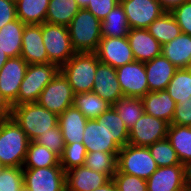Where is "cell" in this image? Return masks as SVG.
<instances>
[{"label":"cell","mask_w":191,"mask_h":191,"mask_svg":"<svg viewBox=\"0 0 191 191\" xmlns=\"http://www.w3.org/2000/svg\"><path fill=\"white\" fill-rule=\"evenodd\" d=\"M29 142L12 117L0 120V162L5 167H23Z\"/></svg>","instance_id":"6da1fadb"},{"label":"cell","mask_w":191,"mask_h":191,"mask_svg":"<svg viewBox=\"0 0 191 191\" xmlns=\"http://www.w3.org/2000/svg\"><path fill=\"white\" fill-rule=\"evenodd\" d=\"M11 117L25 132L30 141H34L49 129L58 126V115L36 103L12 106Z\"/></svg>","instance_id":"7a4b0ae2"},{"label":"cell","mask_w":191,"mask_h":191,"mask_svg":"<svg viewBox=\"0 0 191 191\" xmlns=\"http://www.w3.org/2000/svg\"><path fill=\"white\" fill-rule=\"evenodd\" d=\"M99 63L94 52H76L60 67V71L68 79L74 94L92 91Z\"/></svg>","instance_id":"3957f363"},{"label":"cell","mask_w":191,"mask_h":191,"mask_svg":"<svg viewBox=\"0 0 191 191\" xmlns=\"http://www.w3.org/2000/svg\"><path fill=\"white\" fill-rule=\"evenodd\" d=\"M70 40L76 52H95L100 42L101 21L86 8H80L69 26Z\"/></svg>","instance_id":"277c9868"},{"label":"cell","mask_w":191,"mask_h":191,"mask_svg":"<svg viewBox=\"0 0 191 191\" xmlns=\"http://www.w3.org/2000/svg\"><path fill=\"white\" fill-rule=\"evenodd\" d=\"M59 71L60 67L52 62L28 64L19 87L18 105L36 103L42 90Z\"/></svg>","instance_id":"5b68a950"},{"label":"cell","mask_w":191,"mask_h":191,"mask_svg":"<svg viewBox=\"0 0 191 191\" xmlns=\"http://www.w3.org/2000/svg\"><path fill=\"white\" fill-rule=\"evenodd\" d=\"M158 169L148 147L127 144L117 155V172L147 180Z\"/></svg>","instance_id":"8992f818"},{"label":"cell","mask_w":191,"mask_h":191,"mask_svg":"<svg viewBox=\"0 0 191 191\" xmlns=\"http://www.w3.org/2000/svg\"><path fill=\"white\" fill-rule=\"evenodd\" d=\"M42 39L48 55V63L52 62L61 67L76 53L66 26L44 22Z\"/></svg>","instance_id":"52a82bcc"},{"label":"cell","mask_w":191,"mask_h":191,"mask_svg":"<svg viewBox=\"0 0 191 191\" xmlns=\"http://www.w3.org/2000/svg\"><path fill=\"white\" fill-rule=\"evenodd\" d=\"M74 96L68 79L59 71L42 90L37 103L59 116L67 108L73 106Z\"/></svg>","instance_id":"ba28073f"},{"label":"cell","mask_w":191,"mask_h":191,"mask_svg":"<svg viewBox=\"0 0 191 191\" xmlns=\"http://www.w3.org/2000/svg\"><path fill=\"white\" fill-rule=\"evenodd\" d=\"M24 186L31 191H66V175L60 163L57 166L22 168Z\"/></svg>","instance_id":"9c48e42d"},{"label":"cell","mask_w":191,"mask_h":191,"mask_svg":"<svg viewBox=\"0 0 191 191\" xmlns=\"http://www.w3.org/2000/svg\"><path fill=\"white\" fill-rule=\"evenodd\" d=\"M169 123L163 119L142 114L140 119L129 130L128 144L149 147L156 141L167 137Z\"/></svg>","instance_id":"30bf717a"},{"label":"cell","mask_w":191,"mask_h":191,"mask_svg":"<svg viewBox=\"0 0 191 191\" xmlns=\"http://www.w3.org/2000/svg\"><path fill=\"white\" fill-rule=\"evenodd\" d=\"M116 76L124 97L142 98L149 92L144 62L134 60L120 66Z\"/></svg>","instance_id":"8fae6325"},{"label":"cell","mask_w":191,"mask_h":191,"mask_svg":"<svg viewBox=\"0 0 191 191\" xmlns=\"http://www.w3.org/2000/svg\"><path fill=\"white\" fill-rule=\"evenodd\" d=\"M28 63L20 56L9 58L0 70V92L11 106L18 105V94Z\"/></svg>","instance_id":"7c38bea8"},{"label":"cell","mask_w":191,"mask_h":191,"mask_svg":"<svg viewBox=\"0 0 191 191\" xmlns=\"http://www.w3.org/2000/svg\"><path fill=\"white\" fill-rule=\"evenodd\" d=\"M94 53L100 63L110 65L113 68H118L135 60L127 36L102 37Z\"/></svg>","instance_id":"4fadbf2b"},{"label":"cell","mask_w":191,"mask_h":191,"mask_svg":"<svg viewBox=\"0 0 191 191\" xmlns=\"http://www.w3.org/2000/svg\"><path fill=\"white\" fill-rule=\"evenodd\" d=\"M132 28L147 29L149 25L166 12L157 0H120Z\"/></svg>","instance_id":"5bb4252c"},{"label":"cell","mask_w":191,"mask_h":191,"mask_svg":"<svg viewBox=\"0 0 191 191\" xmlns=\"http://www.w3.org/2000/svg\"><path fill=\"white\" fill-rule=\"evenodd\" d=\"M146 182L147 191H189L184 165L158 167Z\"/></svg>","instance_id":"9a60e30c"},{"label":"cell","mask_w":191,"mask_h":191,"mask_svg":"<svg viewBox=\"0 0 191 191\" xmlns=\"http://www.w3.org/2000/svg\"><path fill=\"white\" fill-rule=\"evenodd\" d=\"M21 57L28 64L48 63V55L42 39V24L25 25Z\"/></svg>","instance_id":"2e32d148"},{"label":"cell","mask_w":191,"mask_h":191,"mask_svg":"<svg viewBox=\"0 0 191 191\" xmlns=\"http://www.w3.org/2000/svg\"><path fill=\"white\" fill-rule=\"evenodd\" d=\"M92 91L111 105L123 98L124 96L116 76V68L99 63Z\"/></svg>","instance_id":"e0dca14e"},{"label":"cell","mask_w":191,"mask_h":191,"mask_svg":"<svg viewBox=\"0 0 191 191\" xmlns=\"http://www.w3.org/2000/svg\"><path fill=\"white\" fill-rule=\"evenodd\" d=\"M127 38L136 61L147 62L162 55V45L149 33L148 29L132 28Z\"/></svg>","instance_id":"ac0fdd59"},{"label":"cell","mask_w":191,"mask_h":191,"mask_svg":"<svg viewBox=\"0 0 191 191\" xmlns=\"http://www.w3.org/2000/svg\"><path fill=\"white\" fill-rule=\"evenodd\" d=\"M65 175L66 191H92L111 180L107 174L97 173L86 166L72 168Z\"/></svg>","instance_id":"d6986e66"},{"label":"cell","mask_w":191,"mask_h":191,"mask_svg":"<svg viewBox=\"0 0 191 191\" xmlns=\"http://www.w3.org/2000/svg\"><path fill=\"white\" fill-rule=\"evenodd\" d=\"M149 92L166 90L175 71L178 69L163 55L144 62Z\"/></svg>","instance_id":"ffe728a7"},{"label":"cell","mask_w":191,"mask_h":191,"mask_svg":"<svg viewBox=\"0 0 191 191\" xmlns=\"http://www.w3.org/2000/svg\"><path fill=\"white\" fill-rule=\"evenodd\" d=\"M83 144L87 152L103 151L118 154L120 147L108 135L102 124L95 119L88 120L83 133Z\"/></svg>","instance_id":"44dd1931"},{"label":"cell","mask_w":191,"mask_h":191,"mask_svg":"<svg viewBox=\"0 0 191 191\" xmlns=\"http://www.w3.org/2000/svg\"><path fill=\"white\" fill-rule=\"evenodd\" d=\"M88 119L83 113L71 106L58 117V125L61 129L65 144L83 143V133Z\"/></svg>","instance_id":"7402d4cb"},{"label":"cell","mask_w":191,"mask_h":191,"mask_svg":"<svg viewBox=\"0 0 191 191\" xmlns=\"http://www.w3.org/2000/svg\"><path fill=\"white\" fill-rule=\"evenodd\" d=\"M141 99L146 114L172 123L176 103L167 90L148 92Z\"/></svg>","instance_id":"603a6c76"},{"label":"cell","mask_w":191,"mask_h":191,"mask_svg":"<svg viewBox=\"0 0 191 191\" xmlns=\"http://www.w3.org/2000/svg\"><path fill=\"white\" fill-rule=\"evenodd\" d=\"M162 55L175 67L189 68L191 64V36L181 33L162 46Z\"/></svg>","instance_id":"cb8c5ba5"},{"label":"cell","mask_w":191,"mask_h":191,"mask_svg":"<svg viewBox=\"0 0 191 191\" xmlns=\"http://www.w3.org/2000/svg\"><path fill=\"white\" fill-rule=\"evenodd\" d=\"M24 28L25 24L18 18L0 28V49L9 58L21 56Z\"/></svg>","instance_id":"d4e9b609"},{"label":"cell","mask_w":191,"mask_h":191,"mask_svg":"<svg viewBox=\"0 0 191 191\" xmlns=\"http://www.w3.org/2000/svg\"><path fill=\"white\" fill-rule=\"evenodd\" d=\"M95 120L103 125L105 131L120 148L128 144L129 130L113 106Z\"/></svg>","instance_id":"484cf974"},{"label":"cell","mask_w":191,"mask_h":191,"mask_svg":"<svg viewBox=\"0 0 191 191\" xmlns=\"http://www.w3.org/2000/svg\"><path fill=\"white\" fill-rule=\"evenodd\" d=\"M167 138L182 165L191 162V127L169 124Z\"/></svg>","instance_id":"4316f807"},{"label":"cell","mask_w":191,"mask_h":191,"mask_svg":"<svg viewBox=\"0 0 191 191\" xmlns=\"http://www.w3.org/2000/svg\"><path fill=\"white\" fill-rule=\"evenodd\" d=\"M50 0H18L16 16L25 25L43 24L46 19Z\"/></svg>","instance_id":"83f0119b"},{"label":"cell","mask_w":191,"mask_h":191,"mask_svg":"<svg viewBox=\"0 0 191 191\" xmlns=\"http://www.w3.org/2000/svg\"><path fill=\"white\" fill-rule=\"evenodd\" d=\"M79 9L75 0H50L45 22L68 27Z\"/></svg>","instance_id":"f1b7e54d"},{"label":"cell","mask_w":191,"mask_h":191,"mask_svg":"<svg viewBox=\"0 0 191 191\" xmlns=\"http://www.w3.org/2000/svg\"><path fill=\"white\" fill-rule=\"evenodd\" d=\"M130 27L121 3H118L101 21L102 37H126Z\"/></svg>","instance_id":"f546056e"},{"label":"cell","mask_w":191,"mask_h":191,"mask_svg":"<svg viewBox=\"0 0 191 191\" xmlns=\"http://www.w3.org/2000/svg\"><path fill=\"white\" fill-rule=\"evenodd\" d=\"M147 29L162 46L182 33L177 21L167 11L154 20Z\"/></svg>","instance_id":"4dcf8cb0"},{"label":"cell","mask_w":191,"mask_h":191,"mask_svg":"<svg viewBox=\"0 0 191 191\" xmlns=\"http://www.w3.org/2000/svg\"><path fill=\"white\" fill-rule=\"evenodd\" d=\"M73 106L79 109L88 120H91L99 117L112 105L98 96L95 92L89 91L75 94Z\"/></svg>","instance_id":"1f68e13d"},{"label":"cell","mask_w":191,"mask_h":191,"mask_svg":"<svg viewBox=\"0 0 191 191\" xmlns=\"http://www.w3.org/2000/svg\"><path fill=\"white\" fill-rule=\"evenodd\" d=\"M60 163V158L51 150L30 141L26 158L22 168H41L57 166Z\"/></svg>","instance_id":"d6a6232c"},{"label":"cell","mask_w":191,"mask_h":191,"mask_svg":"<svg viewBox=\"0 0 191 191\" xmlns=\"http://www.w3.org/2000/svg\"><path fill=\"white\" fill-rule=\"evenodd\" d=\"M112 106L117 111L128 130L135 125L144 113L143 101L141 98L123 97Z\"/></svg>","instance_id":"836d02e7"},{"label":"cell","mask_w":191,"mask_h":191,"mask_svg":"<svg viewBox=\"0 0 191 191\" xmlns=\"http://www.w3.org/2000/svg\"><path fill=\"white\" fill-rule=\"evenodd\" d=\"M117 155L103 151L87 152L84 166L111 179L117 172Z\"/></svg>","instance_id":"e575fe53"},{"label":"cell","mask_w":191,"mask_h":191,"mask_svg":"<svg viewBox=\"0 0 191 191\" xmlns=\"http://www.w3.org/2000/svg\"><path fill=\"white\" fill-rule=\"evenodd\" d=\"M166 90L175 103L191 99V70L189 68L177 69Z\"/></svg>","instance_id":"d590c367"},{"label":"cell","mask_w":191,"mask_h":191,"mask_svg":"<svg viewBox=\"0 0 191 191\" xmlns=\"http://www.w3.org/2000/svg\"><path fill=\"white\" fill-rule=\"evenodd\" d=\"M148 149L158 167L182 165L167 137L151 144Z\"/></svg>","instance_id":"8d00e7d4"},{"label":"cell","mask_w":191,"mask_h":191,"mask_svg":"<svg viewBox=\"0 0 191 191\" xmlns=\"http://www.w3.org/2000/svg\"><path fill=\"white\" fill-rule=\"evenodd\" d=\"M86 155L87 150L83 143L65 144L63 154L60 157V165L65 172L72 168L84 166Z\"/></svg>","instance_id":"74e56055"},{"label":"cell","mask_w":191,"mask_h":191,"mask_svg":"<svg viewBox=\"0 0 191 191\" xmlns=\"http://www.w3.org/2000/svg\"><path fill=\"white\" fill-rule=\"evenodd\" d=\"M23 187L22 168L4 167L0 171V191H21Z\"/></svg>","instance_id":"f35d334b"},{"label":"cell","mask_w":191,"mask_h":191,"mask_svg":"<svg viewBox=\"0 0 191 191\" xmlns=\"http://www.w3.org/2000/svg\"><path fill=\"white\" fill-rule=\"evenodd\" d=\"M34 142L53 151L59 158L62 156L65 147L59 125L49 129L48 132L41 134L34 140Z\"/></svg>","instance_id":"ab89813d"},{"label":"cell","mask_w":191,"mask_h":191,"mask_svg":"<svg viewBox=\"0 0 191 191\" xmlns=\"http://www.w3.org/2000/svg\"><path fill=\"white\" fill-rule=\"evenodd\" d=\"M112 180L117 191H147L146 180L137 176L116 172Z\"/></svg>","instance_id":"60d3db41"},{"label":"cell","mask_w":191,"mask_h":191,"mask_svg":"<svg viewBox=\"0 0 191 191\" xmlns=\"http://www.w3.org/2000/svg\"><path fill=\"white\" fill-rule=\"evenodd\" d=\"M173 18L181 28V32L191 36V0L185 1L180 6L170 11Z\"/></svg>","instance_id":"b9f144b4"},{"label":"cell","mask_w":191,"mask_h":191,"mask_svg":"<svg viewBox=\"0 0 191 191\" xmlns=\"http://www.w3.org/2000/svg\"><path fill=\"white\" fill-rule=\"evenodd\" d=\"M120 0H90L86 9L89 10L97 19H103L118 4Z\"/></svg>","instance_id":"7bdbcfd3"},{"label":"cell","mask_w":191,"mask_h":191,"mask_svg":"<svg viewBox=\"0 0 191 191\" xmlns=\"http://www.w3.org/2000/svg\"><path fill=\"white\" fill-rule=\"evenodd\" d=\"M171 124L181 126L191 125V99L180 100L176 103Z\"/></svg>","instance_id":"ee69618b"},{"label":"cell","mask_w":191,"mask_h":191,"mask_svg":"<svg viewBox=\"0 0 191 191\" xmlns=\"http://www.w3.org/2000/svg\"><path fill=\"white\" fill-rule=\"evenodd\" d=\"M16 18V3L9 0H0V28Z\"/></svg>","instance_id":"f6af8a7d"},{"label":"cell","mask_w":191,"mask_h":191,"mask_svg":"<svg viewBox=\"0 0 191 191\" xmlns=\"http://www.w3.org/2000/svg\"><path fill=\"white\" fill-rule=\"evenodd\" d=\"M12 106L5 100L0 92V120L11 117Z\"/></svg>","instance_id":"bcb514c9"},{"label":"cell","mask_w":191,"mask_h":191,"mask_svg":"<svg viewBox=\"0 0 191 191\" xmlns=\"http://www.w3.org/2000/svg\"><path fill=\"white\" fill-rule=\"evenodd\" d=\"M163 9L167 12H170L177 6H180L182 3L188 0H157Z\"/></svg>","instance_id":"7dc6e473"},{"label":"cell","mask_w":191,"mask_h":191,"mask_svg":"<svg viewBox=\"0 0 191 191\" xmlns=\"http://www.w3.org/2000/svg\"><path fill=\"white\" fill-rule=\"evenodd\" d=\"M92 191H117L114 181L111 179L106 184L102 185L101 187L94 189Z\"/></svg>","instance_id":"c3c4849f"},{"label":"cell","mask_w":191,"mask_h":191,"mask_svg":"<svg viewBox=\"0 0 191 191\" xmlns=\"http://www.w3.org/2000/svg\"><path fill=\"white\" fill-rule=\"evenodd\" d=\"M185 173H186V184L188 190L191 191V162L185 165Z\"/></svg>","instance_id":"681fc988"},{"label":"cell","mask_w":191,"mask_h":191,"mask_svg":"<svg viewBox=\"0 0 191 191\" xmlns=\"http://www.w3.org/2000/svg\"><path fill=\"white\" fill-rule=\"evenodd\" d=\"M8 59V55H6V53L0 49V70Z\"/></svg>","instance_id":"f907efd6"},{"label":"cell","mask_w":191,"mask_h":191,"mask_svg":"<svg viewBox=\"0 0 191 191\" xmlns=\"http://www.w3.org/2000/svg\"><path fill=\"white\" fill-rule=\"evenodd\" d=\"M80 8H86L90 0H75Z\"/></svg>","instance_id":"816d5d0a"},{"label":"cell","mask_w":191,"mask_h":191,"mask_svg":"<svg viewBox=\"0 0 191 191\" xmlns=\"http://www.w3.org/2000/svg\"><path fill=\"white\" fill-rule=\"evenodd\" d=\"M21 191H31V190H29L28 188H26V187L24 186Z\"/></svg>","instance_id":"f5cc1de1"},{"label":"cell","mask_w":191,"mask_h":191,"mask_svg":"<svg viewBox=\"0 0 191 191\" xmlns=\"http://www.w3.org/2000/svg\"><path fill=\"white\" fill-rule=\"evenodd\" d=\"M5 166L0 162V171L4 168Z\"/></svg>","instance_id":"db71d44e"},{"label":"cell","mask_w":191,"mask_h":191,"mask_svg":"<svg viewBox=\"0 0 191 191\" xmlns=\"http://www.w3.org/2000/svg\"><path fill=\"white\" fill-rule=\"evenodd\" d=\"M9 1H12V2L16 3L18 0H9Z\"/></svg>","instance_id":"11a10c76"}]
</instances>
